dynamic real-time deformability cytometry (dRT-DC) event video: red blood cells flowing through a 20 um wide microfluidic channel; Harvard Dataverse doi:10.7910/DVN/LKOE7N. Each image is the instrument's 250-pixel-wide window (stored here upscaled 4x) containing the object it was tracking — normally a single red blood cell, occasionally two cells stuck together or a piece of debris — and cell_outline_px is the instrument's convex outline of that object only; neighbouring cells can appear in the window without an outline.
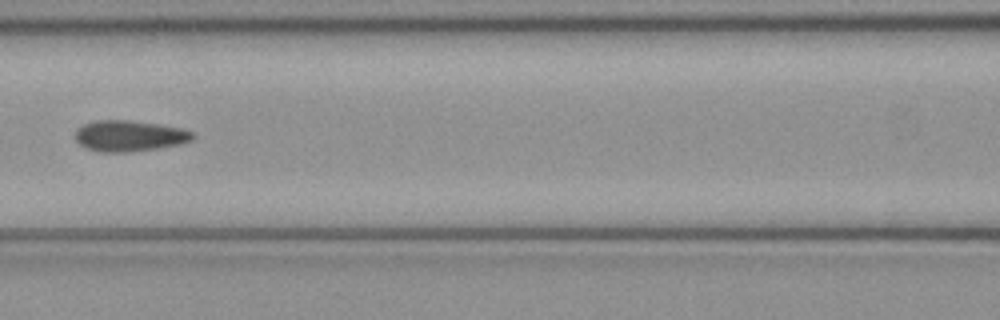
{"species": "common noctule bat (a hibernating species)", "species_latin": "Nyctalus noctula", "temperature_condition": "cold", "stored_images_in_passage": 6, "camera_frame_rate_fps": 3000, "um_per_image_px": 0.085, "animal": {"sex": "female", "body_mass_g": 21.9}, "frame": {"image": 1, "passage_image": 6, "time_ms": 1.667, "image_size_px": [1000, 320], "cell_outline_px": [[196, 136], [192, 140], [180, 144], [156, 148], [124, 152], [100, 152], [88, 148], [80, 144], [76, 140], [76, 128], [84, 124], [96, 120], [128, 120], [160, 124], [184, 128], [192, 132]], "centroid_in_image_um": [11.02, 11.53], "position_along_channel_um": 155.6, "area_um2": 21.15}}